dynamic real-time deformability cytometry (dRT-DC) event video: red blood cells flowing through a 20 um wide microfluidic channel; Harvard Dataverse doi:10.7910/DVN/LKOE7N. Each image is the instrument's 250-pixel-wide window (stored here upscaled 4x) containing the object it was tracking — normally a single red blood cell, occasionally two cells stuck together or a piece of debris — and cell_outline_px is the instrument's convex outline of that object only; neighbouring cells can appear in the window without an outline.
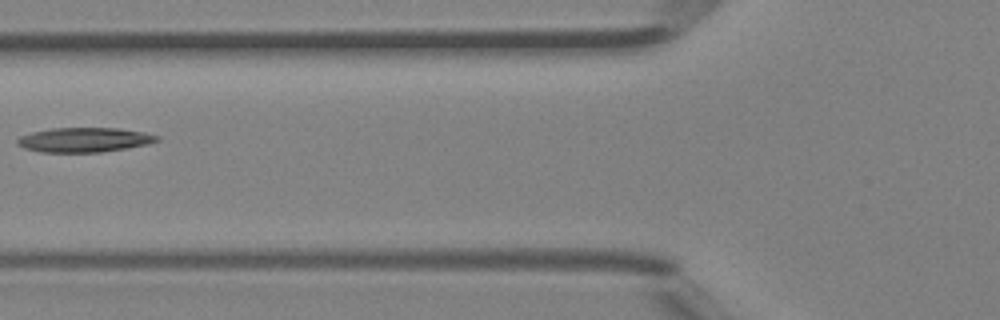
{"species": "Egyptian fruit bat (a non-hibernating species)", "species_latin": "Rousettus aegyptiacus", "temperature_condition": "room temperature", "stored_images_in_passage": 5, "camera_frame_rate_fps": 3000, "um_per_image_px": 0.085, "animal": {"sex": "female"}, "frame": {"image": 1, "passage_image": 5, "time_ms": 1.333, "image_size_px": [1000, 320], "cell_outline_px": [[160, 140], [148, 144], [100, 152], [40, 152], [24, 148], [16, 144], [16, 140], [20, 136], [32, 132], [52, 128], [120, 128], [144, 132], [160, 136]], "centroid_in_image_um": [7.16, 11.88], "position_along_channel_um": 118.6, "area_um2": 20.0}}